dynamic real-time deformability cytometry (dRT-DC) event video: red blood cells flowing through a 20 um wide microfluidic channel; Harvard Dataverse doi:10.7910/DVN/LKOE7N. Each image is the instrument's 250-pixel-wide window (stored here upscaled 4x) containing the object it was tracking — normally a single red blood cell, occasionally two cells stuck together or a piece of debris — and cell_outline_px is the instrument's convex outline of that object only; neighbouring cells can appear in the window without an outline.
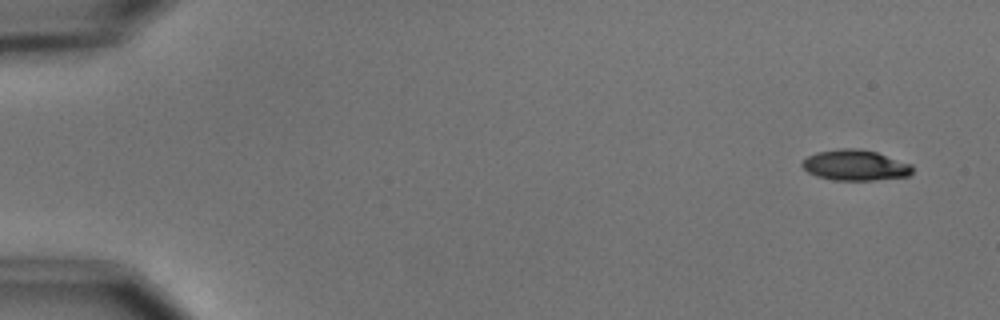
{"species": "common noctule bat (a hibernating species)", "species_latin": "Nyctalus noctula", "temperature_condition": "cold", "stored_images_in_passage": 6, "camera_frame_rate_fps": 3000, "um_per_image_px": 0.085, "animal": {"sex": "male", "body_mass_g": 15.6}, "frame": {"image": 1, "passage_image": 1, "time_ms": 0.0, "image_size_px": [1000, 320], "cell_outline_px": [[912, 172], [908, 176], [872, 180], [836, 180], [816, 176], [808, 172], [800, 164], [808, 156], [816, 152], [840, 148], [860, 148], [876, 152], [912, 164]], "centroid_in_image_um": [72.68, 14.03], "position_along_channel_um": 12.3, "area_um2": 19.65}}
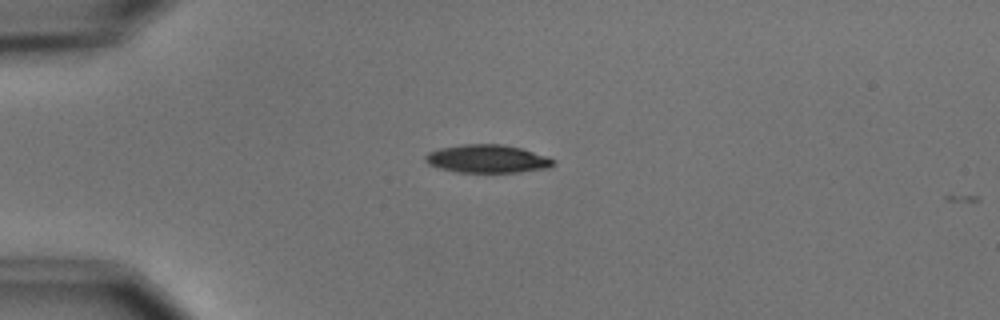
{"frame": {"image": 2, "passage_image": 4, "time_ms": 3.667, "image_size_px": [1000, 320], "cell_outline_px": [[556, 160], [548, 168], [520, 172], [456, 172], [440, 168], [428, 164], [424, 160], [424, 156], [428, 152], [440, 148], [464, 144], [504, 144], [520, 148], [548, 156]], "centroid_in_image_um": [41.41, 13.5], "position_along_channel_um": 43.6, "area_um2": 20.98}}